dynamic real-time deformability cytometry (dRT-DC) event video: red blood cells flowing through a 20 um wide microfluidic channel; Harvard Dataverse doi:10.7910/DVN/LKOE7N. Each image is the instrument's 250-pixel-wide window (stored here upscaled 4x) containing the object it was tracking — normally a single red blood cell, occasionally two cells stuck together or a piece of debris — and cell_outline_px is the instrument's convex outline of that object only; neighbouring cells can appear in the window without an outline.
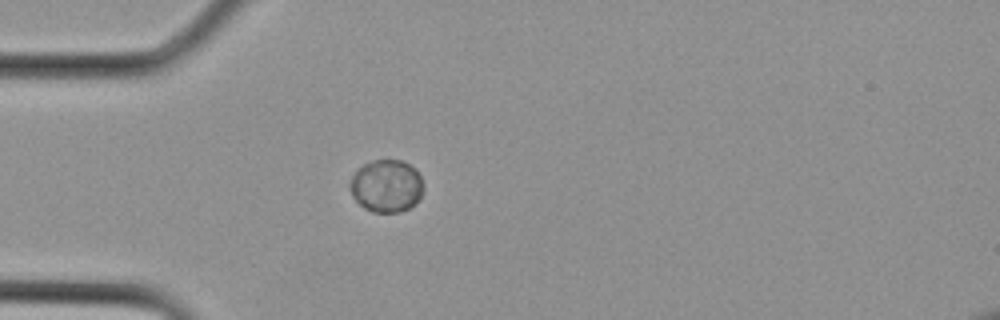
{"species": "Egyptian fruit bat (a non-hibernating species)", "species_latin": "Rousettus aegyptiacus", "temperature_condition": "cold", "stored_images_in_passage": 11, "camera_frame_rate_fps": 3000, "um_per_image_px": 0.085, "animal": {"sex": "female"}, "frame": {"image": 1, "passage_image": 1, "time_ms": 0.0, "image_size_px": [1000, 320], "cell_outline_px": [[424, 188], [420, 196], [408, 208], [400, 212], [372, 212], [364, 208], [352, 196], [348, 188], [348, 184], [356, 168], [372, 160], [400, 160], [416, 168], [424, 184]], "centroid_in_image_um": [32.81, 15.79], "position_along_channel_um": 52.2, "area_um2": 22.66}}
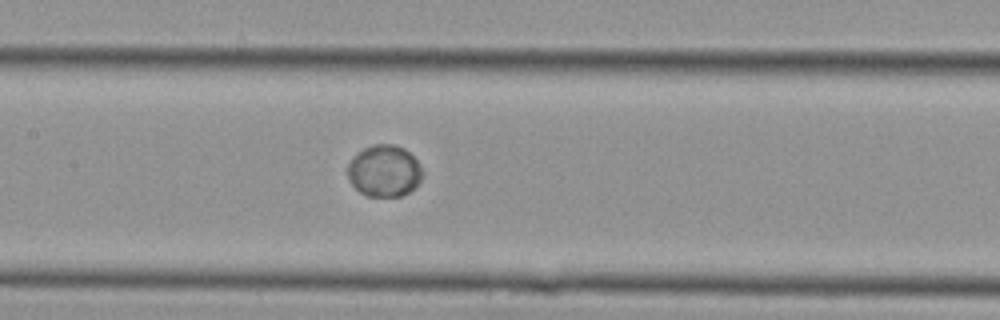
{"frame": {"image": 2, "passage_image": 7, "time_ms": 2.0, "image_size_px": [1000, 320], "cell_outline_px": [[424, 172], [420, 180], [408, 192], [400, 196], [368, 196], [360, 192], [352, 184], [348, 176], [348, 164], [364, 148], [376, 144], [392, 144], [404, 148], [420, 164]], "centroid_in_image_um": [32.68, 14.53], "position_along_channel_um": 174.7, "area_um2": 22.14}}
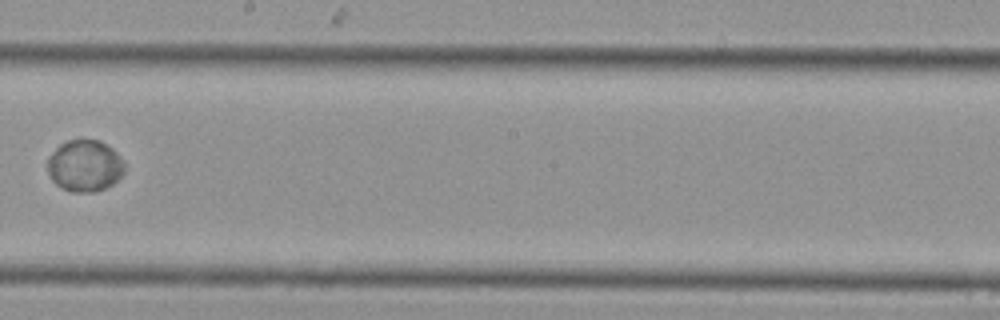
{"frame": {"image": 3, "passage_image": 10, "time_ms": 3.0, "image_size_px": [1000, 320], "cell_outline_px": [[124, 172], [112, 184], [104, 188], [92, 192], [72, 192], [60, 188], [52, 180], [48, 172], [48, 156], [60, 144], [68, 140], [100, 140], [112, 148], [116, 152], [124, 164]], "centroid_in_image_um": [7.18, 14.09], "position_along_channel_um": 241.0, "area_um2": 23.06}}